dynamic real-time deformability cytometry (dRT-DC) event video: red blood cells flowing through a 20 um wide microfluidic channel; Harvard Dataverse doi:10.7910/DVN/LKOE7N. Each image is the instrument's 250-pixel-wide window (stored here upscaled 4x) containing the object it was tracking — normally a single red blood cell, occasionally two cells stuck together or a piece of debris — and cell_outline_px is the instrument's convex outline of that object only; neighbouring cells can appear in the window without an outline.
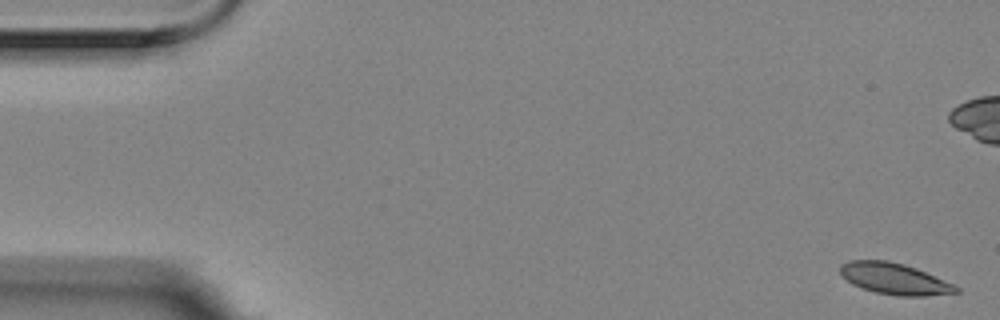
{"species": "Egyptian fruit bat (a non-hibernating species)", "species_latin": "Rousettus aegyptiacus", "temperature_condition": "room temperature", "stored_images_in_passage": 12, "camera_frame_rate_fps": 3000, "um_per_image_px": 0.085, "animal": {"sex": "female"}, "frame": {"image": 1, "passage_image": 1, "time_ms": 0.0, "image_size_px": [1000, 320], "cell_outline_px": [[960, 292], [924, 296], [896, 296], [876, 292], [852, 284], [840, 276], [840, 264], [848, 260], [888, 260], [904, 264], [916, 268], [952, 284], [960, 288]], "centroid_in_image_um": [75.98, 23.69], "position_along_channel_um": 9.0, "area_um2": 21.1}}